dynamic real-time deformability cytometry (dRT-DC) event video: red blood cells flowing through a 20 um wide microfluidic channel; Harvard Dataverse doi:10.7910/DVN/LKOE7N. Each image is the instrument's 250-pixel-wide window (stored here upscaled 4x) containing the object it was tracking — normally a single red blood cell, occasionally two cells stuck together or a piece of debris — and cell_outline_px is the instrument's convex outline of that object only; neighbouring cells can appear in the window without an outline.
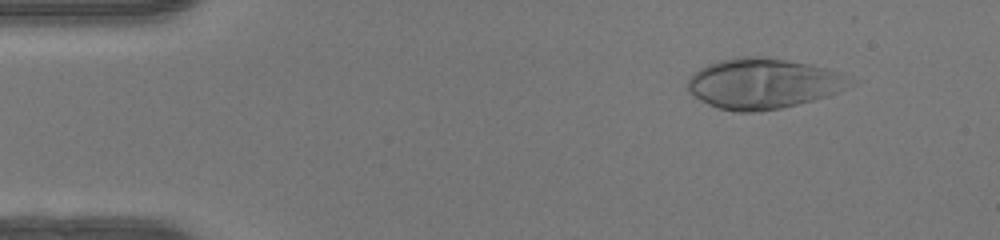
{"species": "human", "species_latin": "Homo sapiens", "temperature_condition": "warm", "stored_images_in_passage": 49, "camera_frame_rate_fps": 3000, "um_per_image_px": 0.085, "donor": {"sex": "female"}, "frame": {"image": 1, "passage_image": 6, "time_ms": 1.667, "image_size_px": [1000, 240], "cell_outline_px": [[856, 84], [828, 96], [780, 108], [752, 112], [736, 112], [720, 108], [708, 104], [700, 100], [688, 92], [688, 76], [700, 68], [708, 64], [720, 60], [740, 56], [768, 56], [808, 64], [824, 68], [856, 80]], "centroid_in_image_um": [64.85, 7.09], "position_along_channel_um": 20.1, "area_um2": 47.69}}
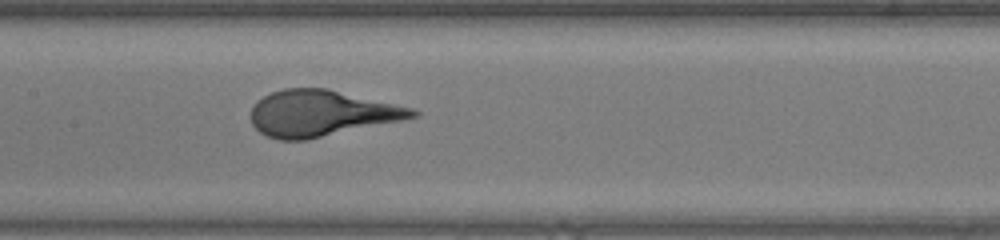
{"frame": {"image": 2, "passage_image": 24, "time_ms": 7.667, "image_size_px": [1000, 240], "cell_outline_px": [[420, 116], [308, 140], [280, 140], [268, 136], [260, 132], [252, 124], [252, 104], [256, 100], [272, 92], [284, 88], [328, 88], [412, 108], [420, 112]], "centroid_in_image_um": [27.3, 9.63], "position_along_channel_um": 180.1, "area_um2": 43.35}}
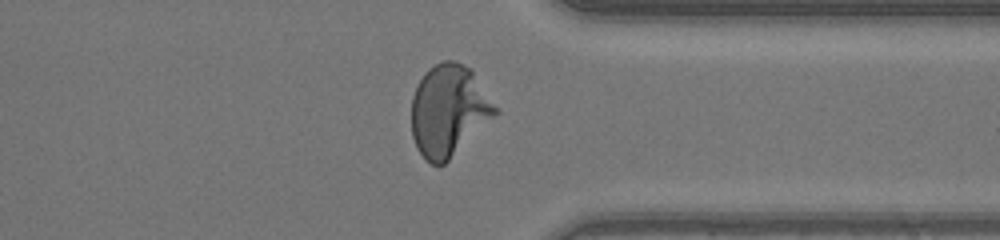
{"frame": {"image": 3, "passage_image": 38, "time_ms": 12.333, "image_size_px": [1000, 240], "cell_outline_px": [[500, 112], [444, 164], [432, 164], [424, 160], [416, 148], [412, 136], [412, 96], [416, 84], [424, 72], [428, 68], [444, 60], [456, 60], [472, 68], [500, 108]], "centroid_in_image_um": [38.17, 9.36], "position_along_channel_um": 373.2, "area_um2": 45.49}}